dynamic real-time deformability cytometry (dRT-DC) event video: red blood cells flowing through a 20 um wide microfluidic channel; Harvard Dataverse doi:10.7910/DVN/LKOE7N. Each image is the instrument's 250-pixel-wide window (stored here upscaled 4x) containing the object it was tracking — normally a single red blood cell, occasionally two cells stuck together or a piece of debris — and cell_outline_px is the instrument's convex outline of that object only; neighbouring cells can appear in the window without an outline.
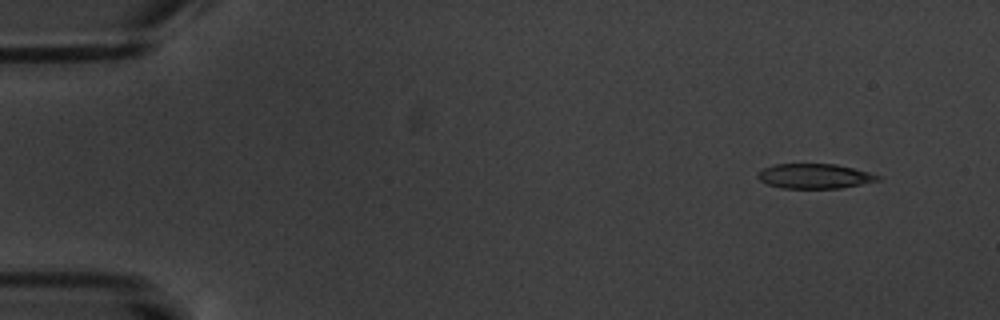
{"species": "common noctule bat (a hibernating species)", "species_latin": "Nyctalus noctula", "temperature_condition": "warm", "stored_images_in_passage": 11, "camera_frame_rate_fps": 3000, "um_per_image_px": 0.085, "animal": {"sex": "male", "body_mass_g": 20.1, "forearm_length_mm": 53.5}, "frame": {"image": 1, "passage_image": 2, "time_ms": 1.0, "image_size_px": [1000, 320], "cell_outline_px": [[880, 180], [840, 188], [780, 188], [768, 184], [760, 180], [756, 176], [756, 172], [764, 168], [776, 164], [836, 164], [868, 172], [880, 176]], "centroid_in_image_um": [69.19, 14.97], "position_along_channel_um": 15.8, "area_um2": 17.22}}
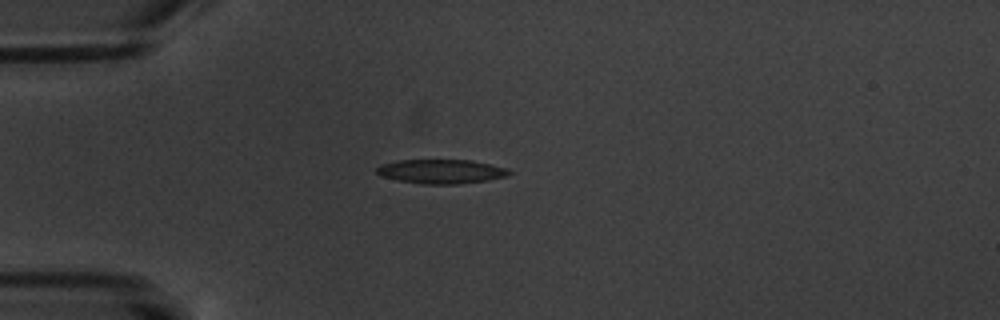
{"frame": {"image": 2, "passage_image": 5, "time_ms": 4.667, "image_size_px": [1000, 320], "cell_outline_px": [[512, 172], [508, 176], [488, 180], [460, 184], [420, 184], [396, 180], [380, 176], [376, 172], [376, 168], [380, 164], [400, 160], [472, 160], [492, 164], [508, 168]], "centroid_in_image_um": [37.51, 14.58], "position_along_channel_um": 47.5, "area_um2": 18.96}}
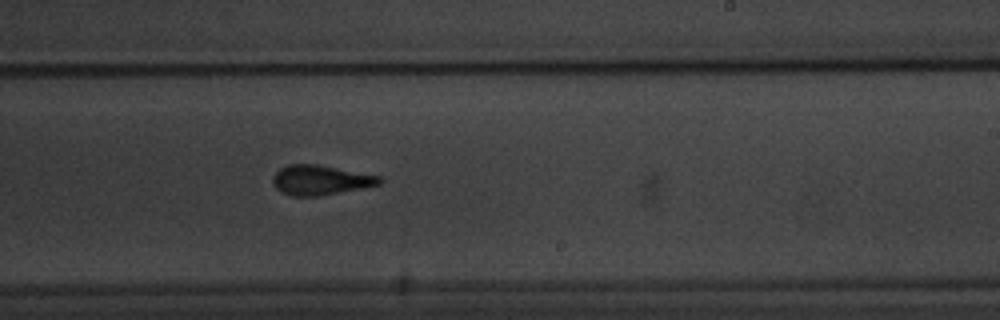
{"frame": {"image": 3, "passage_image": 11, "time_ms": 11.333, "image_size_px": [1000, 320], "cell_outline_px": [[384, 180], [380, 184], [364, 188], [320, 196], [292, 196], [280, 192], [272, 184], [272, 176], [280, 168], [288, 164], [316, 164], [380, 176]], "centroid_in_image_um": [27.22, 15.31], "position_along_channel_um": 261.8, "area_um2": 18.67}}